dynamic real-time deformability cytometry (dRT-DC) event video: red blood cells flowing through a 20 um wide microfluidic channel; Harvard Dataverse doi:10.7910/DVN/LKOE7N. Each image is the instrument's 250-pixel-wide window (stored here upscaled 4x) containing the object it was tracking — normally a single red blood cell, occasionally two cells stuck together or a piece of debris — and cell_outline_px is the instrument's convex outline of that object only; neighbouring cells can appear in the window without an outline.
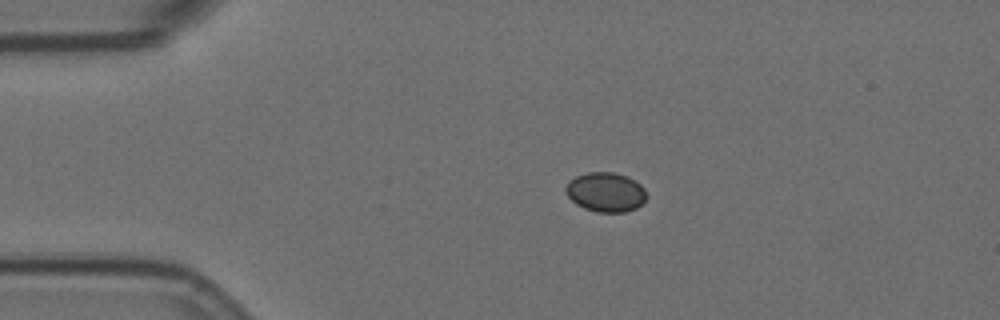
{"species": "Egyptian fruit bat (a non-hibernating species)", "species_latin": "Rousettus aegyptiacus", "temperature_condition": "room temperature", "stored_images_in_passage": 7, "camera_frame_rate_fps": 3000, "um_per_image_px": 0.085, "animal": {"sex": "female"}, "frame": {"image": 1, "passage_image": 3, "time_ms": 0.667, "image_size_px": [1000, 320], "cell_outline_px": [[644, 200], [636, 208], [624, 212], [596, 212], [584, 208], [576, 204], [568, 196], [564, 188], [576, 176], [588, 172], [612, 172], [628, 176], [640, 184], [644, 188]], "centroid_in_image_um": [51.47, 16.33], "position_along_channel_um": 33.5, "area_um2": 18.32}}
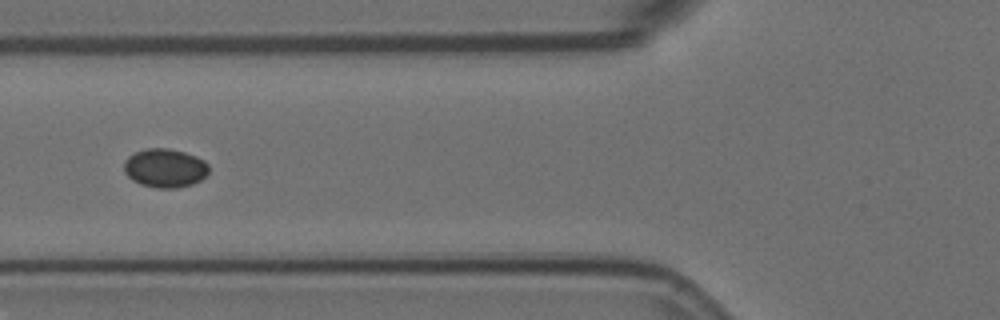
{"frame": {"image": 2, "passage_image": 6, "time_ms": 1.667, "image_size_px": [1000, 320], "cell_outline_px": [[208, 172], [200, 180], [192, 184], [176, 188], [156, 188], [140, 184], [132, 180], [124, 172], [124, 160], [128, 156], [136, 152], [148, 148], [168, 148], [184, 152], [196, 156], [204, 160], [208, 164]], "centroid_in_image_um": [14.0, 14.28], "position_along_channel_um": 111.8, "area_um2": 19.19}}
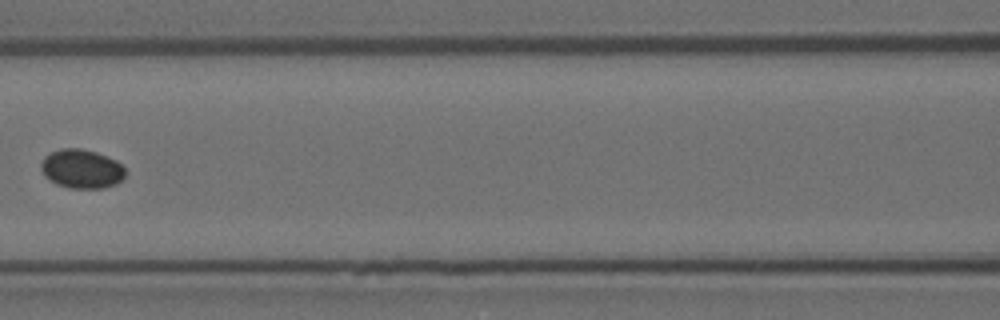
{"frame": {"image": 3, "passage_image": 7, "time_ms": 2.0, "image_size_px": [1000, 320], "cell_outline_px": [[124, 176], [116, 184], [104, 188], [68, 188], [56, 184], [44, 176], [40, 168], [40, 164], [44, 156], [60, 148], [80, 148], [96, 152], [116, 160], [124, 168]], "centroid_in_image_um": [6.9, 14.35], "position_along_channel_um": 159.7, "area_um2": 19.19}}